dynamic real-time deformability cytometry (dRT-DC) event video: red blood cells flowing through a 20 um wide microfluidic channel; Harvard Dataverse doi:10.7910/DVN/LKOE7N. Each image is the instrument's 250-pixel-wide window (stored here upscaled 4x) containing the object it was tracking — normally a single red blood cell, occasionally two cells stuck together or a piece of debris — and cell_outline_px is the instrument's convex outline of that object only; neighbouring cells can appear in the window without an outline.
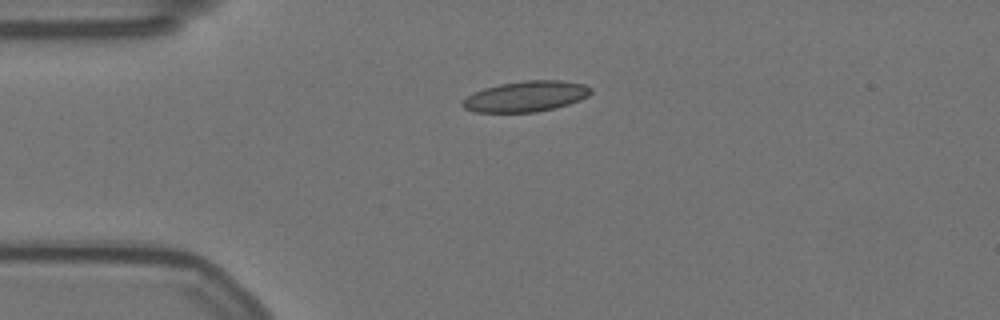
{"species": "Egyptian fruit bat (a non-hibernating species)", "species_latin": "Rousettus aegyptiacus", "temperature_condition": "warm", "stored_images_in_passage": 45, "camera_frame_rate_fps": 3000, "um_per_image_px": 0.085, "animal": {"sex": "female"}, "frame": {"image": 1, "passage_image": 1, "time_ms": 0.0, "image_size_px": [1000, 320], "cell_outline_px": [[592, 92], [588, 96], [580, 100], [568, 104], [536, 112], [472, 112], [464, 108], [460, 104], [468, 96], [484, 88], [500, 84], [524, 80], [560, 80], [584, 84], [592, 88]], "centroid_in_image_um": [44.71, 8.19], "position_along_channel_um": 40.3, "area_um2": 22.83}}
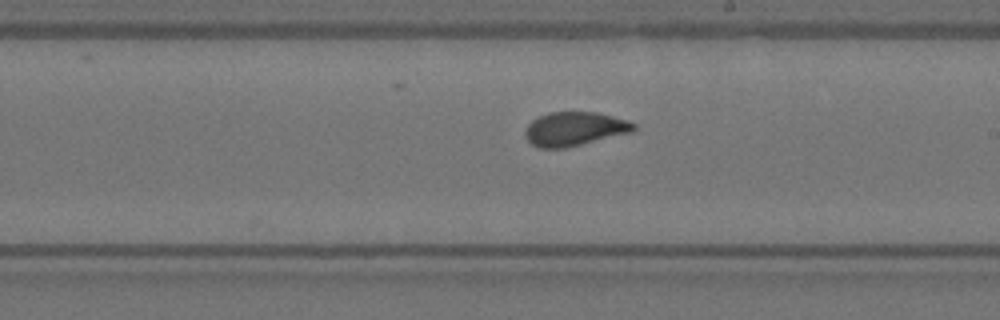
{"frame": {"image": 2, "passage_image": 20, "time_ms": 6.333, "image_size_px": [1000, 320], "cell_outline_px": [[636, 128], [632, 132], [564, 148], [540, 148], [532, 144], [524, 136], [524, 132], [528, 124], [532, 120], [548, 112], [596, 112], [628, 120], [636, 124]], "centroid_in_image_um": [48.83, 10.95], "position_along_channel_um": 240.2, "area_um2": 21.39}}
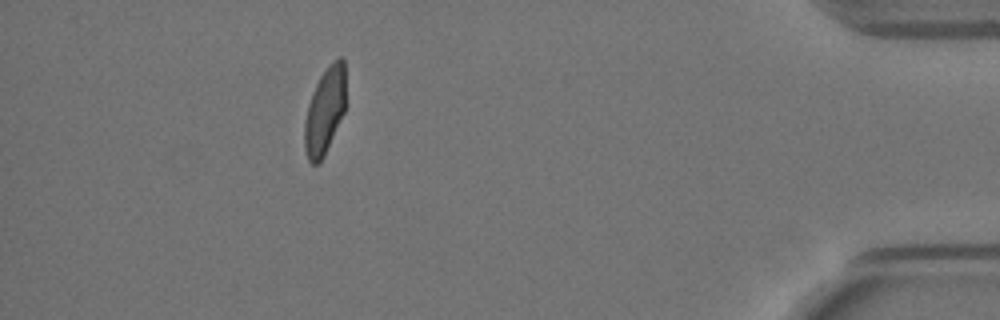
{"frame": {"image": 3, "passage_image": 39, "time_ms": 12.667, "image_size_px": [1000, 320], "cell_outline_px": [[344, 112], [324, 156], [316, 164], [312, 164], [308, 160], [304, 148], [304, 120], [308, 104], [312, 92], [320, 76], [332, 60], [340, 56], [344, 60]], "centroid_in_image_um": [27.58, 9.42], "position_along_channel_um": 407.6, "area_um2": 20.63}, "authors_computed_cell_mechanics": {"area_um2": 21.5594, "velocity_mm_per_s": 3.5296, "shape_relaxation_time_tau1_ms": 7.7399, "shape_relaxation_time_tau2_ms": 0.77, "deformation_change_tau1": 0.1784, "deformation_change_tau2": 0.0632}}